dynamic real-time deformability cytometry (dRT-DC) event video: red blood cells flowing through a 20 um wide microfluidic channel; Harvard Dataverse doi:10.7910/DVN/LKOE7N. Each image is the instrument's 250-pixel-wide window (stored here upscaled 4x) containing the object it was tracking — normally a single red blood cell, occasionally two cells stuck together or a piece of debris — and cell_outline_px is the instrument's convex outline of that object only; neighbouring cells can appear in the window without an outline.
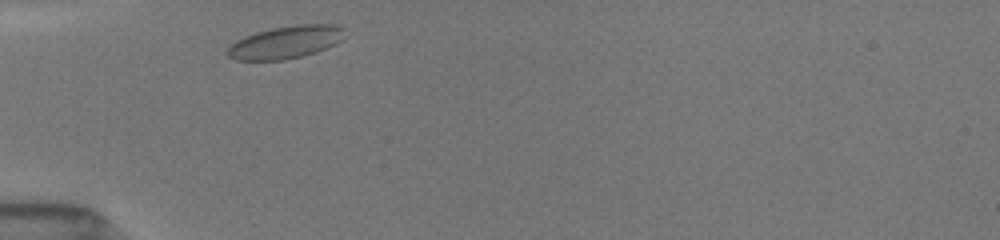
{"species": "common noctule bat (a hibernating species)", "species_latin": "Nyctalus noctula", "temperature_condition": "room temperature", "stored_images_in_passage": 2, "camera_frame_rate_fps": 3000, "um_per_image_px": 0.085, "animal": {"sex": "female", "body_mass_g": 19.5, "forearm_length_mm": 54.1}, "frame": {"image": 1, "passage_image": 1, "time_ms": 0.0, "image_size_px": [1000, 240], "cell_outline_px": [[344, 28], [340, 40], [316, 52], [284, 60], [236, 60], [228, 56], [228, 48], [236, 40], [244, 36], [256, 32], [272, 28], [296, 24], [336, 24]], "centroid_in_image_um": [24.25, 3.58], "position_along_channel_um": 60.8, "area_um2": 21.96}}
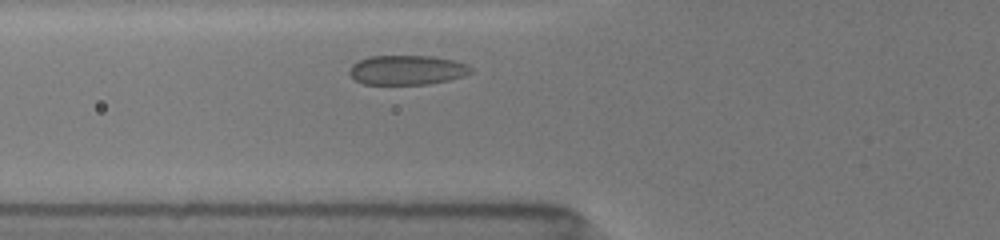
{"frame": {"image": 2, "passage_image": 2, "time_ms": 1.0, "image_size_px": [1000, 240], "cell_outline_px": [[472, 72], [464, 76], [448, 80], [428, 84], [364, 84], [356, 80], [348, 72], [352, 64], [368, 56], [432, 56], [452, 60], [468, 64], [472, 68]], "centroid_in_image_um": [34.61, 5.95], "position_along_channel_um": 91.2, "area_um2": 20.87}}